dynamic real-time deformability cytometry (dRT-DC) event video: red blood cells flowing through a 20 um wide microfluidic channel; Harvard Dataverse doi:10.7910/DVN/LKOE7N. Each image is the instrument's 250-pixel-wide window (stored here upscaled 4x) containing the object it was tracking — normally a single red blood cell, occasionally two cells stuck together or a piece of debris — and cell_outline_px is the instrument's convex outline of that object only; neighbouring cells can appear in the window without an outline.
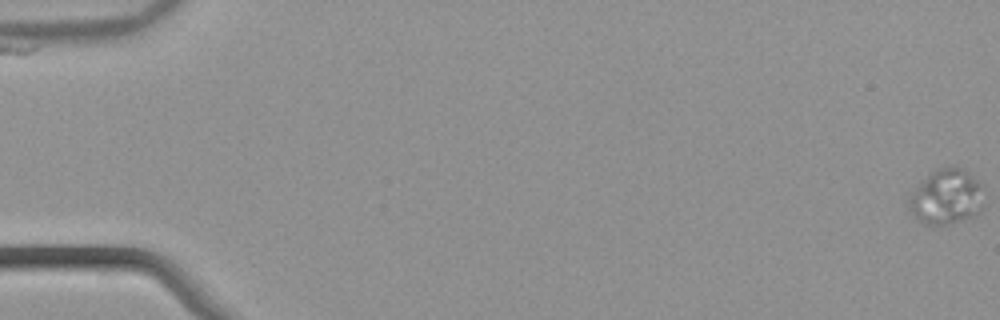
{"species": "common noctule bat (a hibernating species)", "species_latin": "Nyctalus noctula", "temperature_condition": "warm", "stored_images_in_passage": 19, "camera_frame_rate_fps": 3000, "um_per_image_px": 0.085, "animal": {"sex": "male", "body_mass_g": 21.5, "forearm_length_mm": 52.0}, "frame": {"image": 1, "passage_image": 1, "time_ms": 0.0, "image_size_px": [1000, 320], "cell_outline_px": [[980, 212], [976, 216], [948, 224], [924, 224], [916, 220], [908, 208], [908, 192], [936, 168], [948, 164], [956, 164], [964, 168], [980, 184]], "centroid_in_image_um": [80.36, 16.7], "position_along_channel_um": 4.6, "area_um2": 24.51}}
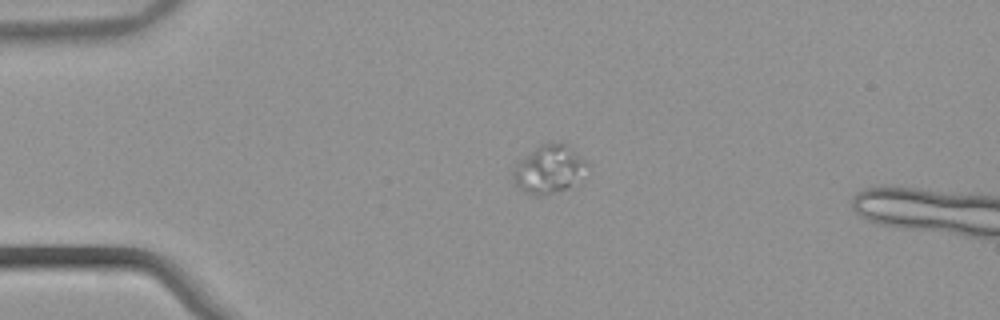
{"frame": {"image": 2, "passage_image": 15, "time_ms": 4.667, "image_size_px": [1000, 320], "cell_outline_px": [[588, 164], [568, 188], [544, 196], [532, 196], [524, 192], [512, 184], [512, 168], [524, 156], [540, 144], [564, 144], [588, 160]], "centroid_in_image_um": [46.57, 14.42], "position_along_channel_um": 38.4, "area_um2": 20.52}}